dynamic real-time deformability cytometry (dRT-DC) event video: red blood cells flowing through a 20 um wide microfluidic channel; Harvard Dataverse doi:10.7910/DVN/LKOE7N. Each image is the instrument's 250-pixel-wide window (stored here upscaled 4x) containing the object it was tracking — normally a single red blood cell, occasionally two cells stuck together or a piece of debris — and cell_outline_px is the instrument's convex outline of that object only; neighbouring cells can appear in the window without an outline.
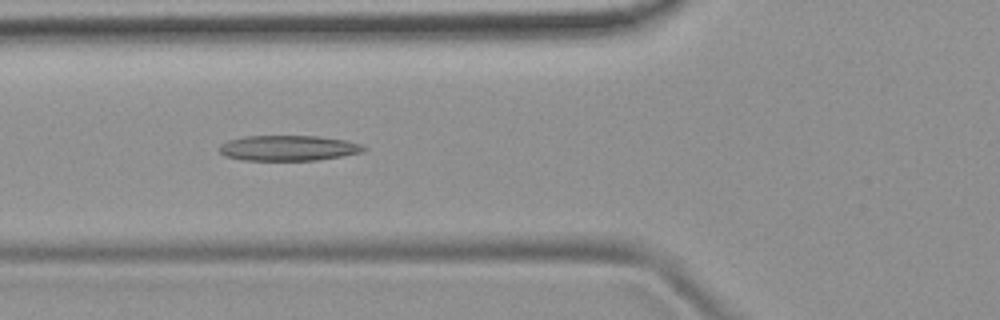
{"species": "common noctule bat (a hibernating species)", "species_latin": "Nyctalus noctula", "temperature_condition": "room temperature", "stored_images_in_passage": 52, "camera_frame_rate_fps": 3000, "um_per_image_px": 0.085, "animal": {"sex": "female", "body_mass_g": 19.9}, "frame": {"image": 1, "passage_image": 19, "time_ms": 6.0, "image_size_px": [1000, 320], "cell_outline_px": [[368, 148], [364, 152], [344, 156], [316, 160], [244, 160], [224, 156], [220, 152], [220, 144], [228, 140], [244, 136], [316, 136], [344, 140], [360, 144]], "centroid_in_image_um": [24.52, 12.59], "position_along_channel_um": 101.3, "area_um2": 21.39}}
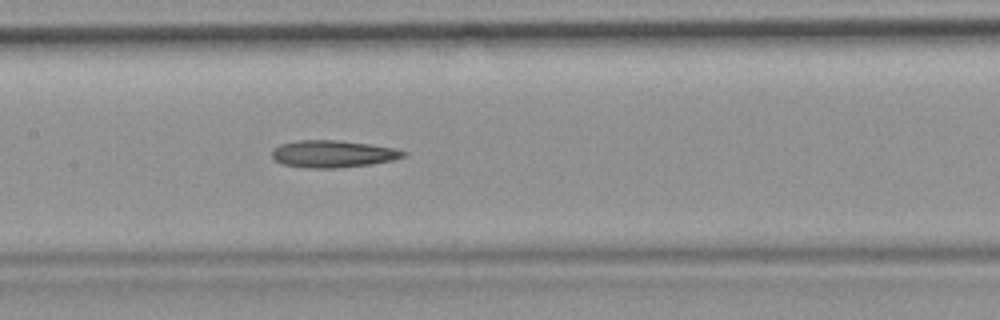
{"frame": {"image": 2, "passage_image": 25, "time_ms": 8.0, "image_size_px": [1000, 320], "cell_outline_px": [[408, 152], [404, 156], [392, 160], [368, 164], [340, 168], [304, 168], [284, 164], [276, 160], [272, 156], [272, 152], [280, 144], [296, 140], [336, 140], [368, 144], [392, 148]], "centroid_in_image_um": [28.27, 13.08], "position_along_channel_um": 179.1, "area_um2": 20.52}}
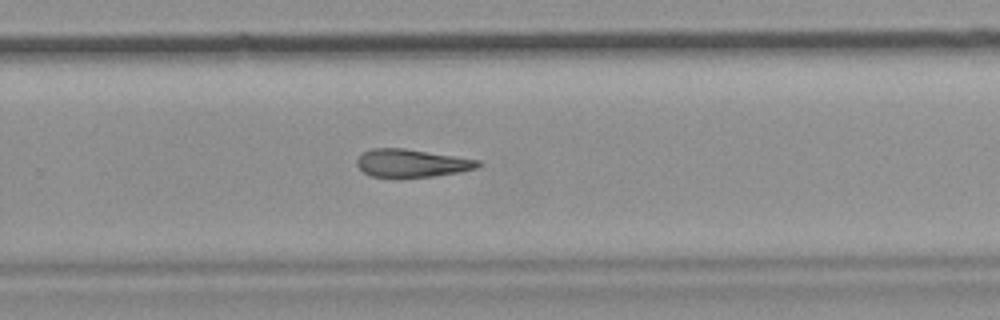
{"frame": {"image": 3, "passage_image": 34, "time_ms": 11.0, "image_size_px": [1000, 320], "cell_outline_px": [[480, 164], [476, 168], [460, 172], [432, 176], [400, 180], [392, 180], [372, 176], [364, 172], [356, 164], [356, 160], [364, 152], [372, 148], [404, 148], [480, 160]], "centroid_in_image_um": [34.95, 13.91], "position_along_channel_um": 294.9, "area_um2": 20.23}}